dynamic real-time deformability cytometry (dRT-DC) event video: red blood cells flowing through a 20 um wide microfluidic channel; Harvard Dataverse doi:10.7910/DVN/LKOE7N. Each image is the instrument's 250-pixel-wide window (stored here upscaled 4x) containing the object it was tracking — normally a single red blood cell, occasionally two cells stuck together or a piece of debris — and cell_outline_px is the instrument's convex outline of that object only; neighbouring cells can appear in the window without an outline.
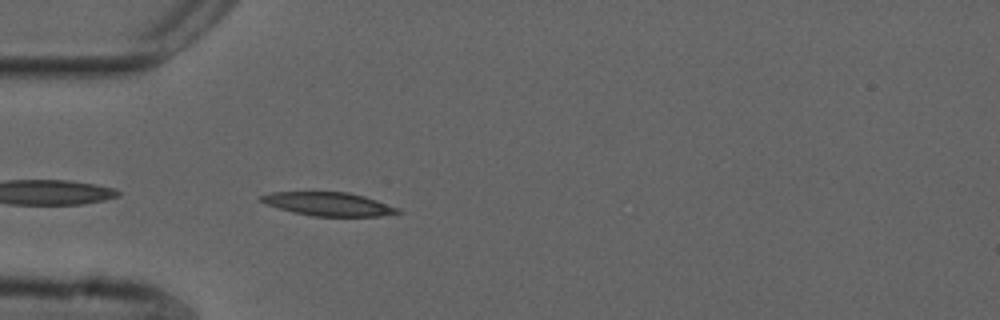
{"species": "common noctule bat (a hibernating species)", "species_latin": "Nyctalus noctula", "temperature_condition": "cold", "stored_images_in_passage": 39, "camera_frame_rate_fps": 3000, "um_per_image_px": 0.085, "animal": {"sex": "male", "forearm_length_mm": 52.5}, "frame": {"image": 1, "passage_image": 2, "time_ms": 0.333, "image_size_px": [1000, 320], "cell_outline_px": [[400, 212], [380, 216], [312, 216], [292, 212], [256, 200], [260, 196], [272, 192], [348, 192], [364, 196], [400, 208]], "centroid_in_image_um": [27.91, 17.34], "position_along_channel_um": 57.1, "area_um2": 18.61}}
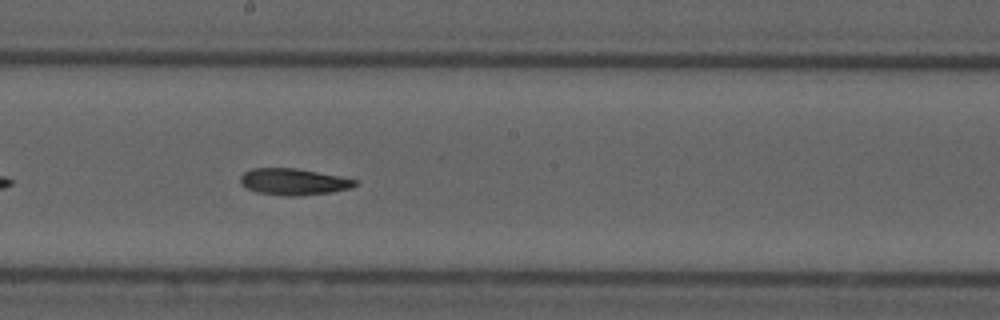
{"frame": {"image": 2, "passage_image": 16, "time_ms": 5.0, "image_size_px": [1000, 320], "cell_outline_px": [[360, 184], [352, 188], [332, 192], [296, 196], [284, 196], [256, 192], [248, 188], [240, 180], [240, 176], [244, 172], [252, 168], [296, 168], [340, 176], [356, 180]], "centroid_in_image_um": [24.99, 15.45], "position_along_channel_um": 223.2, "area_um2": 17.74}}
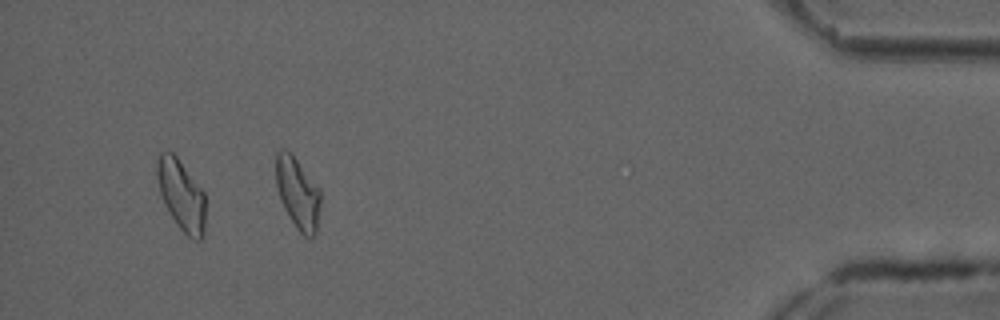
{"frame": {"image": 3, "passage_image": 36, "time_ms": 11.667, "image_size_px": [1000, 320], "cell_outline_px": [[204, 236], [200, 240], [192, 240], [176, 224], [164, 204], [160, 192], [156, 176], [156, 164], [160, 152], [172, 152], [176, 156], [204, 192]], "centroid_in_image_um": [15.4, 16.6], "position_along_channel_um": 419.8, "area_um2": 19.77}}